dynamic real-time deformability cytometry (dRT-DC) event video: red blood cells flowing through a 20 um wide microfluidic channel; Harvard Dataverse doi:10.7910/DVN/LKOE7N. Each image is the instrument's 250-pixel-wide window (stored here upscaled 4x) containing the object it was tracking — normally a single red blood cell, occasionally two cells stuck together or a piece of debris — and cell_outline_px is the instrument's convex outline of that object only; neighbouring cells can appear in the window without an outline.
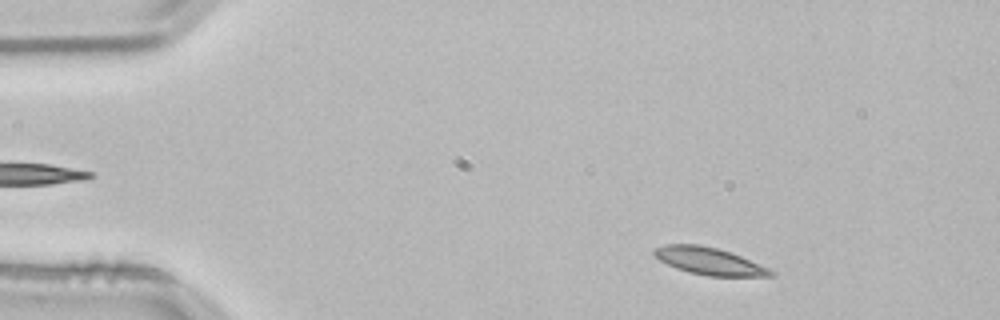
{"species": "common noctule bat (a hibernating species)", "species_latin": "Nyctalus noctula", "temperature_condition": "room temperature", "stored_images_in_passage": 51, "camera_frame_rate_fps": 3000, "um_per_image_px": 0.085, "animal": {"sex": "male", "body_mass_g": 21.5, "forearm_length_mm": 52.0}, "frame": {"image": 1, "passage_image": 5, "time_ms": 1.333, "image_size_px": [1000, 320], "cell_outline_px": [[776, 276], [708, 276], [688, 272], [676, 268], [660, 260], [652, 252], [656, 248], [664, 244], [700, 244], [732, 252], [768, 268], [776, 272]], "centroid_in_image_um": [60.3, 22.19], "position_along_channel_um": 24.7, "area_um2": 18.44}}
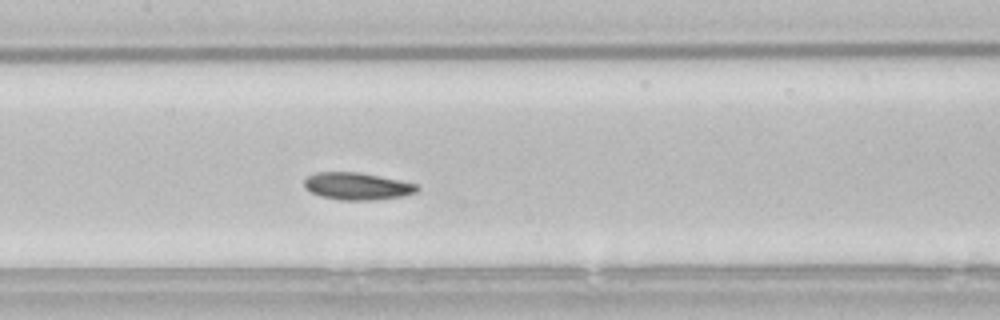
{"frame": {"image": 2, "passage_image": 23, "time_ms": 7.333, "image_size_px": [1000, 320], "cell_outline_px": [[420, 188], [416, 192], [404, 196], [376, 200], [340, 200], [320, 196], [304, 188], [304, 180], [308, 176], [316, 172], [360, 172], [416, 184]], "centroid_in_image_um": [30.34, 15.83], "position_along_channel_um": 177.1, "area_um2": 17.92}}
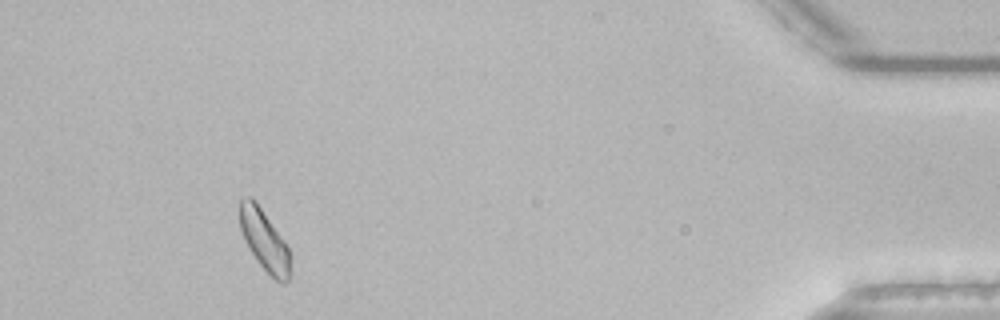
{"frame": {"image": 3, "passage_image": 47, "time_ms": 15.333, "image_size_px": [1000, 320], "cell_outline_px": [[292, 272], [288, 280], [284, 284], [280, 284], [256, 260], [248, 248], [244, 240], [240, 228], [240, 200], [248, 196], [252, 196], [284, 240], [288, 248]], "centroid_in_image_um": [22.48, 20.46], "position_along_channel_um": 412.7, "area_um2": 17.92}, "authors_computed_cell_mechanics": {"area_um2": 17.918, "velocity_mm_per_s": 3.7581, "shape_relaxation_time_tau1_ms": 5.4424, "shape_relaxation_time_tau2_ms": null, "deformation_change_tau1": 0.1322, "deformation_change_tau2": null}}